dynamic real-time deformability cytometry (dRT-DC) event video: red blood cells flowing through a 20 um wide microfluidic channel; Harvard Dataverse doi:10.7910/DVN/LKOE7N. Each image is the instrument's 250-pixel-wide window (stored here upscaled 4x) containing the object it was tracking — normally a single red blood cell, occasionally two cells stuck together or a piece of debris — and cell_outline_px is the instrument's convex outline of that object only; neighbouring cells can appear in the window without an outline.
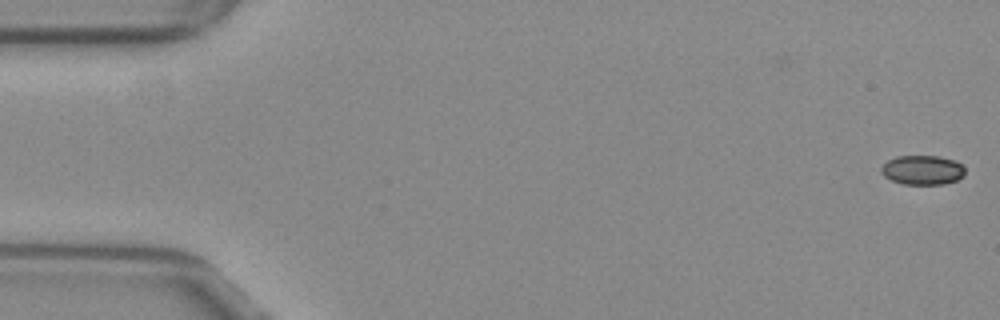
{"species": "common noctule bat (a hibernating species)", "species_latin": "Nyctalus noctula", "temperature_condition": "warm", "stored_images_in_passage": 47, "camera_frame_rate_fps": 3000, "um_per_image_px": 0.085, "animal": {"sex": "female", "body_mass_g": 29.2, "forearm_length_mm": 56.3}, "frame": {"image": 1, "passage_image": 1, "time_ms": 0.0, "image_size_px": [1000, 320], "cell_outline_px": [[964, 176], [956, 180], [944, 184], [904, 184], [892, 180], [884, 176], [880, 172], [880, 168], [888, 160], [896, 156], [940, 156], [956, 160], [964, 164]], "centroid_in_image_um": [78.43, 14.44], "position_along_channel_um": 6.6, "area_um2": 14.51}}
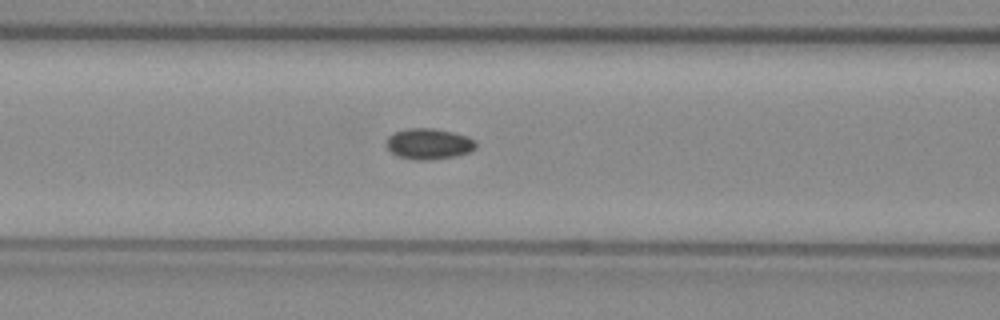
{"frame": {"image": 2, "passage_image": 22, "time_ms": 7.0, "image_size_px": [1000, 320], "cell_outline_px": [[476, 148], [472, 152], [456, 156], [432, 160], [412, 160], [396, 156], [388, 148], [388, 136], [396, 132], [408, 128], [432, 128], [452, 132], [468, 136], [476, 140]], "centroid_in_image_um": [36.5, 12.24], "position_along_channel_um": 130.1, "area_um2": 16.24}}
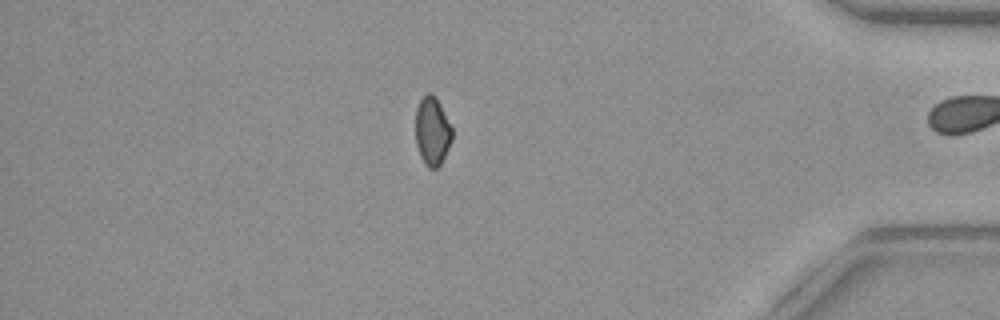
{"frame": {"image": 3, "passage_image": 46, "time_ms": 15.0, "image_size_px": [1000, 320], "cell_outline_px": [[452, 140], [440, 164], [436, 168], [428, 168], [424, 164], [420, 156], [416, 144], [416, 108], [420, 100], [428, 92], [436, 96], [452, 128]], "centroid_in_image_um": [36.73, 11.15], "position_along_channel_um": 398.5, "area_um2": 14.51}}